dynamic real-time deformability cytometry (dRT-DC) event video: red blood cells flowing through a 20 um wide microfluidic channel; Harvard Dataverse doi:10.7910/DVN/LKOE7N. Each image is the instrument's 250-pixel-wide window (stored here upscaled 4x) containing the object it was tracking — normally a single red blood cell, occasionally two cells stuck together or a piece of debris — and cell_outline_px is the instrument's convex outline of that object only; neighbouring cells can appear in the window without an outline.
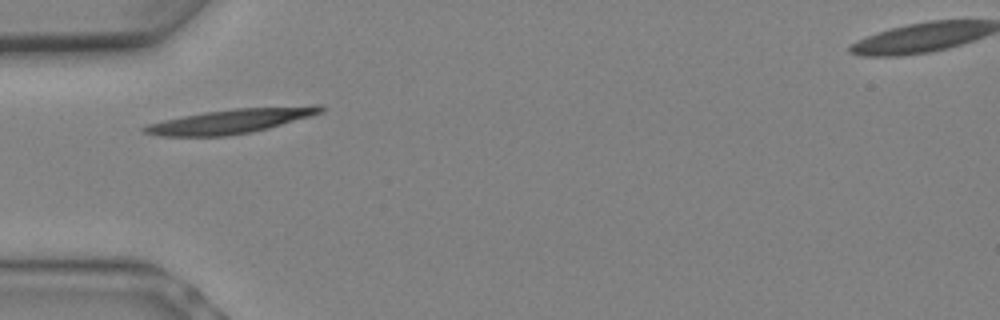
{"species": "Egyptian fruit bat (a non-hibernating species)", "species_latin": "Rousettus aegyptiacus", "temperature_condition": "warm", "stored_images_in_passage": 2, "camera_frame_rate_fps": 3000, "um_per_image_px": 0.085, "animal": {"sex": "female"}, "frame": {"image": 1, "passage_image": 1, "time_ms": 0.0, "image_size_px": [1000, 320], "cell_outline_px": [[324, 112], [268, 128], [252, 132], [228, 136], [160, 136], [144, 132], [140, 128], [148, 124], [164, 120], [204, 112], [236, 108], [312, 104], [324, 104]], "centroid_in_image_um": [19.71, 10.27], "position_along_channel_um": 65.3, "area_um2": 25.32}}